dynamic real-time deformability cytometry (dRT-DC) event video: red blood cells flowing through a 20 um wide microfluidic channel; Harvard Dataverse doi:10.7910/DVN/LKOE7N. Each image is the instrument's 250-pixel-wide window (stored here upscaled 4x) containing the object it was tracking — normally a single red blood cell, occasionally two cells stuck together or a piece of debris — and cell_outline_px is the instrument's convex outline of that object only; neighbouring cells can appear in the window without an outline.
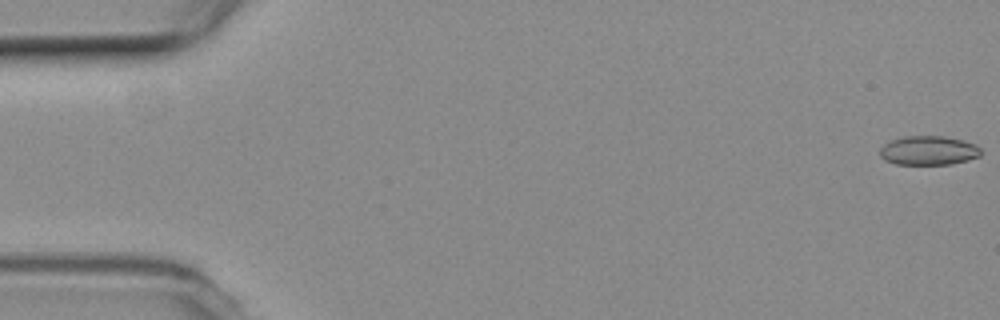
{"species": "common noctule bat (a hibernating species)", "species_latin": "Nyctalus noctula", "temperature_condition": "room temperature", "stored_images_in_passage": 50, "camera_frame_rate_fps": 3000, "um_per_image_px": 0.085, "animal": {"sex": "female", "body_mass_g": 19.3, "forearm_length_mm": 54.1}, "frame": {"image": 1, "passage_image": 1, "time_ms": 0.0, "image_size_px": [1000, 320], "cell_outline_px": [[980, 156], [968, 160], [952, 164], [896, 164], [884, 160], [880, 156], [880, 148], [884, 144], [892, 140], [904, 136], [944, 136], [964, 140], [976, 144], [980, 148]], "centroid_in_image_um": [78.93, 12.79], "position_along_channel_um": 6.1, "area_um2": 17.22}}
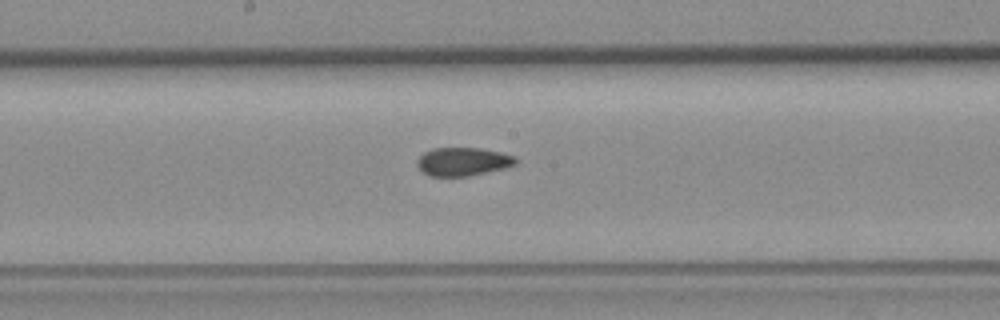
{"frame": {"image": 2, "passage_image": 29, "time_ms": 9.333, "image_size_px": [1000, 320], "cell_outline_px": [[516, 164], [504, 168], [468, 176], [428, 176], [416, 164], [416, 160], [424, 152], [432, 148], [480, 148], [500, 152], [516, 156]], "centroid_in_image_um": [39.33, 13.73], "position_along_channel_um": 208.9, "area_um2": 16.24}}
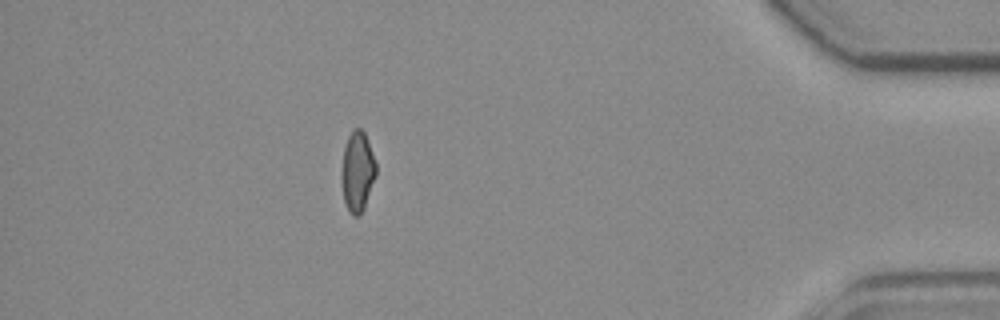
{"frame": {"image": 3, "passage_image": 49, "time_ms": 16.0, "image_size_px": [1000, 320], "cell_outline_px": [[376, 176], [364, 208], [360, 216], [352, 216], [344, 200], [340, 180], [340, 172], [344, 148], [348, 136], [352, 128], [360, 128], [364, 132], [376, 164]], "centroid_in_image_um": [30.36, 14.59], "position_along_channel_um": 404.8, "area_um2": 16.24}}